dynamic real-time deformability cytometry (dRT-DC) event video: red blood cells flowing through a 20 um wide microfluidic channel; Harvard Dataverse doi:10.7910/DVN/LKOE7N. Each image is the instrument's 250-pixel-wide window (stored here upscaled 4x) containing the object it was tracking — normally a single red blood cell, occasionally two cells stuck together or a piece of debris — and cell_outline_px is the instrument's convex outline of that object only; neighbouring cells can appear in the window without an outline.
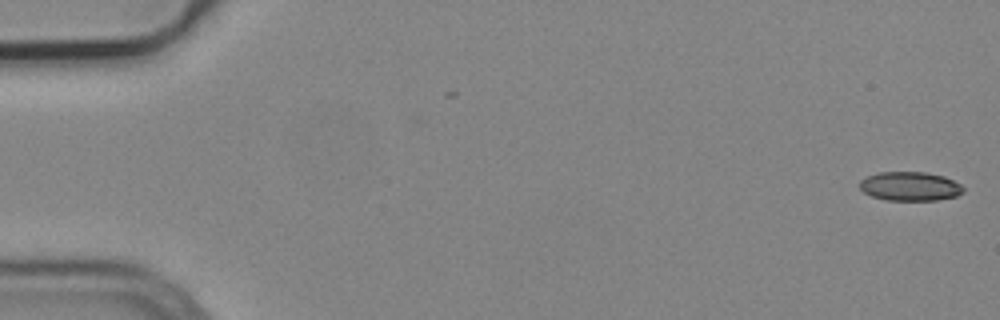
{"species": "common noctule bat (a hibernating species)", "species_latin": "Nyctalus noctula", "temperature_condition": "cold", "stored_images_in_passage": 2, "camera_frame_rate_fps": 3000, "um_per_image_px": 0.085, "animal": {"sex": "male", "body_mass_g": 19.2, "forearm_length_mm": 51.8}, "frame": {"image": 1, "passage_image": 2, "time_ms": 0.333, "image_size_px": [1000, 320], "cell_outline_px": [[964, 192], [956, 196], [936, 200], [888, 200], [872, 196], [864, 192], [860, 188], [860, 180], [868, 176], [880, 172], [924, 172], [944, 176], [960, 184], [964, 188]], "centroid_in_image_um": [77.36, 15.83], "position_along_channel_um": 7.6, "area_um2": 17.4}}